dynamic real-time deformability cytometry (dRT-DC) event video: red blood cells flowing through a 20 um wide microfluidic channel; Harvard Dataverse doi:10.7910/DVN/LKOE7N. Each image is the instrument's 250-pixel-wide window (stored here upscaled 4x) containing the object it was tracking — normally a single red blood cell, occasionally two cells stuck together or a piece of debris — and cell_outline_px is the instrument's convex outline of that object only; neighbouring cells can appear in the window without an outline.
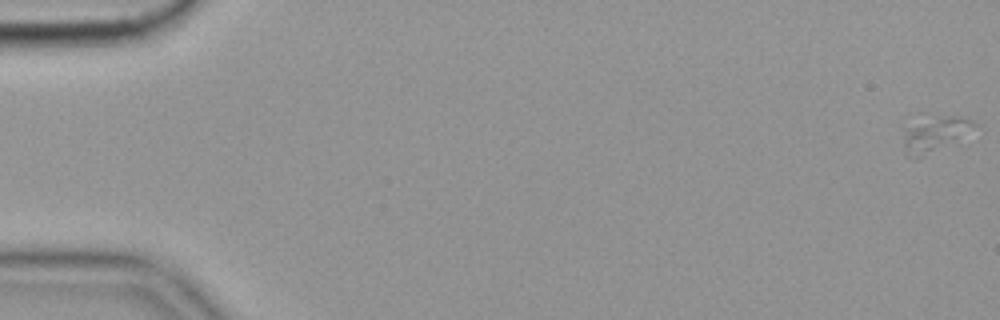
{"species": "common noctule bat (a hibernating species)", "species_latin": "Nyctalus noctula", "temperature_condition": "cold", "stored_images_in_passage": 56, "camera_frame_rate_fps": 3000, "um_per_image_px": 0.085, "animal": {"sex": "female", "body_mass_g": 19.9}, "frame": {"image": 1, "passage_image": 1, "time_ms": 0.0, "image_size_px": [1000, 320], "cell_outline_px": [[976, 124], [956, 136], [932, 148], [908, 156], [904, 144], [904, 140], [908, 128], [944, 116], [960, 116], [972, 120]], "centroid_in_image_um": [79.46, 11.3], "position_along_channel_um": 5.5, "area_um2": 11.33}}
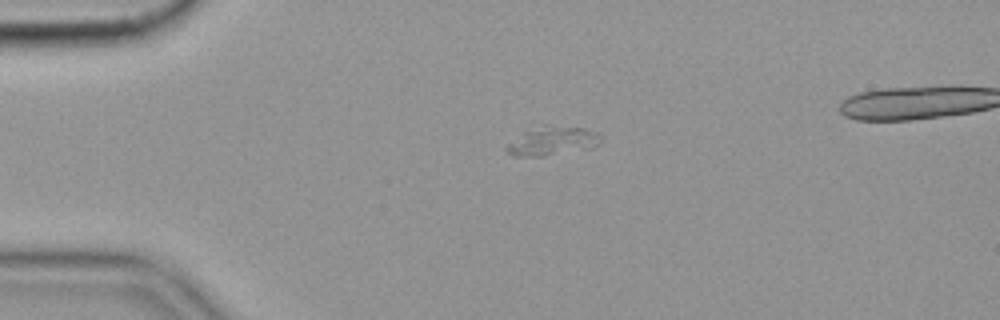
{"frame": {"image": 2, "passage_image": 14, "time_ms": 4.333, "image_size_px": [1000, 320], "cell_outline_px": [[604, 136], [600, 144], [592, 148], [544, 156], [512, 156], [504, 148], [508, 144], [524, 132], [544, 124], [548, 124], [584, 128], [596, 132]], "centroid_in_image_um": [47.02, 11.97], "position_along_channel_um": 38.0, "area_um2": 16.01}}
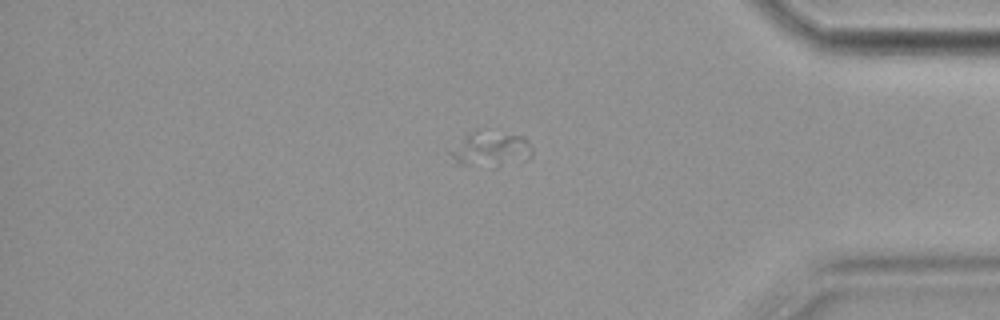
{"frame": {"image": 3, "passage_image": 49, "time_ms": 16.0, "image_size_px": [1000, 320], "cell_outline_px": [[532, 156], [524, 160], [496, 168], [492, 168], [460, 164], [448, 152], [476, 128], [524, 136], [528, 140], [532, 148]], "centroid_in_image_um": [41.77, 12.68], "position_along_channel_um": 393.4, "area_um2": 16.99}}